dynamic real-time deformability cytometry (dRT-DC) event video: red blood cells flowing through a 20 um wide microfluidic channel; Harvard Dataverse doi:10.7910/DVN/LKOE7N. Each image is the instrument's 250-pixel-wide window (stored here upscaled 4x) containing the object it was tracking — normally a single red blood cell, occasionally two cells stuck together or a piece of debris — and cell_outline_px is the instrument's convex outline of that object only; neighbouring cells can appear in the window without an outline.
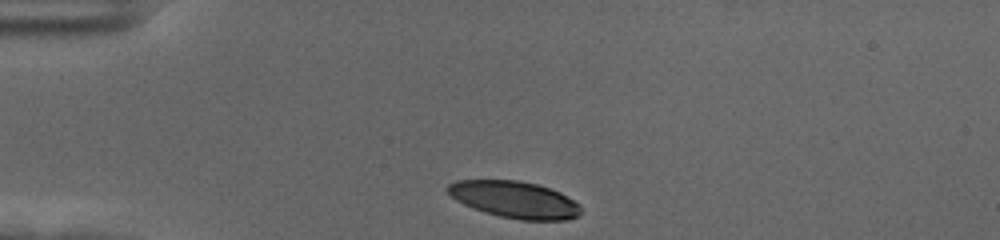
{"species": "human", "species_latin": "Homo sapiens", "temperature_condition": "cold", "stored_images_in_passage": 35, "camera_frame_rate_fps": 3000, "um_per_image_px": 0.085, "donor": {"sex": "female"}, "frame": {"image": 1, "passage_image": 1, "time_ms": 0.0, "image_size_px": [1000, 240], "cell_outline_px": [[580, 216], [568, 220], [520, 220], [500, 216], [484, 212], [472, 208], [456, 200], [444, 188], [448, 184], [456, 180], [520, 180], [536, 184], [560, 192], [580, 204]], "centroid_in_image_um": [43.74, 16.97], "position_along_channel_um": 41.3, "area_um2": 28.67}}
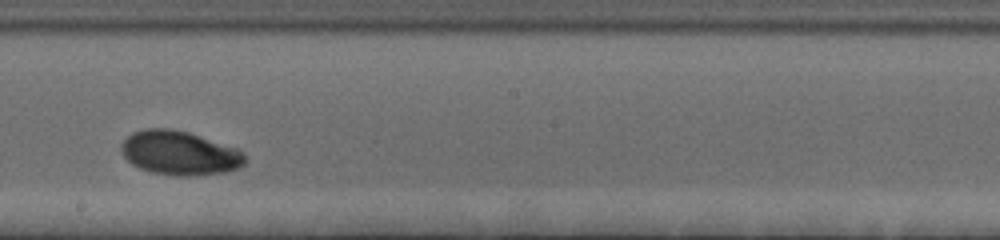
{"frame": {"image": 2, "passage_image": 20, "time_ms": 6.333, "image_size_px": [1000, 240], "cell_outline_px": [[248, 160], [244, 164], [236, 168], [224, 172], [192, 176], [180, 176], [152, 172], [140, 168], [132, 164], [120, 152], [120, 144], [132, 132], [144, 128], [168, 128], [188, 132], [240, 148], [244, 152]], "centroid_in_image_um": [15.28, 12.99], "position_along_channel_um": 232.9, "area_um2": 32.08}}
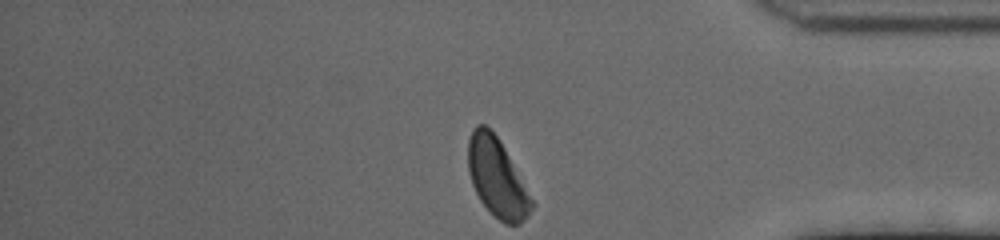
{"frame": {"image": 3, "passage_image": 35, "time_ms": 11.333, "image_size_px": [1000, 240], "cell_outline_px": [[532, 208], [528, 216], [520, 224], [504, 224], [480, 200], [472, 184], [468, 172], [468, 140], [472, 128], [476, 124], [484, 124], [496, 136], [504, 148], [532, 200]], "centroid_in_image_um": [42.2, 15.09], "position_along_channel_um": 393.0, "area_um2": 28.38}, "authors_computed_cell_mechanics": {"area_um2": 30.1716, "velocity_mm_per_s": 3.5845, "shape_relaxation_time_tau1_ms": 3.2735, "shape_relaxation_time_tau2_ms": null, "deformation_change_tau1": 0.1349, "deformation_change_tau2": null}}